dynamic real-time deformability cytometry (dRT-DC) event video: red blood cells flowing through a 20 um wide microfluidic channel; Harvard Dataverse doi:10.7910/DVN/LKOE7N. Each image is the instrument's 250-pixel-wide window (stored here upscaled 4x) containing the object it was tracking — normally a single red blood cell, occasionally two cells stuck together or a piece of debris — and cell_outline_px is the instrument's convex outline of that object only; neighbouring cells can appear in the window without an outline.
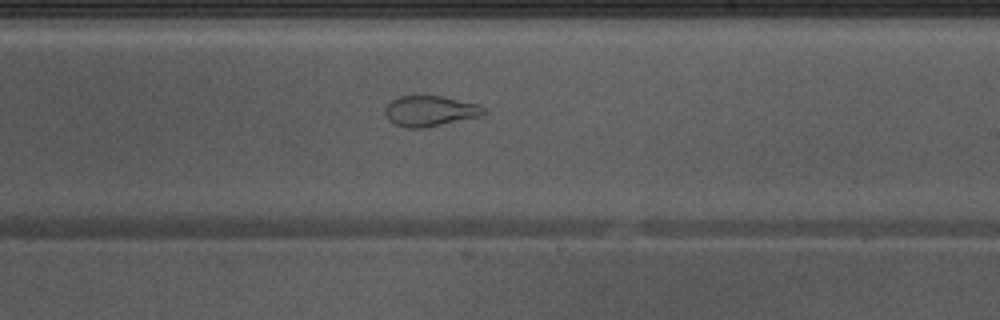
{"species": "Egyptian fruit bat (a non-hibernating species)", "species_latin": "Rousettus aegyptiacus", "temperature_condition": "warm", "stored_images_in_passage": 51, "camera_frame_rate_fps": 3000, "um_per_image_px": 0.085, "animal": {"sex": "male"}, "frame": {"image": 1, "passage_image": 30, "time_ms": 9.667, "image_size_px": [1000, 320], "cell_outline_px": [[488, 112], [484, 116], [424, 128], [404, 128], [388, 120], [384, 112], [384, 108], [396, 96], [440, 96], [480, 104]], "centroid_in_image_um": [36.58, 9.44], "position_along_channel_um": 252.4, "area_um2": 17.86}}
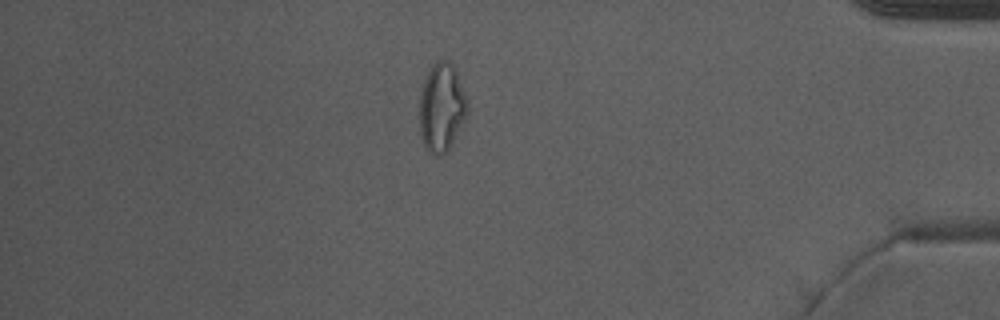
{"frame": {"image": 2, "passage_image": 44, "time_ms": 14.333, "image_size_px": [1000, 320], "cell_outline_px": [[468, 112], [452, 144], [440, 156], [436, 156], [428, 152], [420, 136], [420, 92], [428, 72], [432, 64], [436, 60], [444, 60], [452, 64], [456, 72], [468, 100]], "centroid_in_image_um": [37.54, 9.14], "position_along_channel_um": 397.7, "area_um2": 24.57}, "authors_computed_cell_mechanics": {"area_um2": 24.565, "velocity_mm_per_s": 3.9923, "shape_relaxation_time_tau1_ms": null, "shape_relaxation_time_tau2_ms": 0.5374, "deformation_change_tau1": null, "deformation_change_tau2": 0.0775}}